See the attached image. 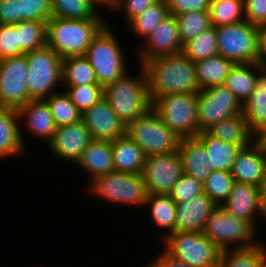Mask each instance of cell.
<instances>
[{"label":"cell","instance_id":"obj_40","mask_svg":"<svg viewBox=\"0 0 266 267\" xmlns=\"http://www.w3.org/2000/svg\"><path fill=\"white\" fill-rule=\"evenodd\" d=\"M174 16L177 19L183 45L212 26L209 11L188 12Z\"/></svg>","mask_w":266,"mask_h":267},{"label":"cell","instance_id":"obj_48","mask_svg":"<svg viewBox=\"0 0 266 267\" xmlns=\"http://www.w3.org/2000/svg\"><path fill=\"white\" fill-rule=\"evenodd\" d=\"M245 20L251 24L266 25V0H244Z\"/></svg>","mask_w":266,"mask_h":267},{"label":"cell","instance_id":"obj_27","mask_svg":"<svg viewBox=\"0 0 266 267\" xmlns=\"http://www.w3.org/2000/svg\"><path fill=\"white\" fill-rule=\"evenodd\" d=\"M263 69L258 62L235 64L225 78L223 86L228 88L243 104L254 91L257 78Z\"/></svg>","mask_w":266,"mask_h":267},{"label":"cell","instance_id":"obj_26","mask_svg":"<svg viewBox=\"0 0 266 267\" xmlns=\"http://www.w3.org/2000/svg\"><path fill=\"white\" fill-rule=\"evenodd\" d=\"M242 116L250 131L257 137L266 127V74L262 72L254 91L242 104Z\"/></svg>","mask_w":266,"mask_h":267},{"label":"cell","instance_id":"obj_9","mask_svg":"<svg viewBox=\"0 0 266 267\" xmlns=\"http://www.w3.org/2000/svg\"><path fill=\"white\" fill-rule=\"evenodd\" d=\"M152 109L180 138L196 137L198 128V94H170L159 97Z\"/></svg>","mask_w":266,"mask_h":267},{"label":"cell","instance_id":"obj_13","mask_svg":"<svg viewBox=\"0 0 266 267\" xmlns=\"http://www.w3.org/2000/svg\"><path fill=\"white\" fill-rule=\"evenodd\" d=\"M25 54L0 60V106L19 109L31 99L27 91Z\"/></svg>","mask_w":266,"mask_h":267},{"label":"cell","instance_id":"obj_18","mask_svg":"<svg viewBox=\"0 0 266 267\" xmlns=\"http://www.w3.org/2000/svg\"><path fill=\"white\" fill-rule=\"evenodd\" d=\"M230 172L237 182L264 188L266 182V147L256 139L249 146L241 148Z\"/></svg>","mask_w":266,"mask_h":267},{"label":"cell","instance_id":"obj_5","mask_svg":"<svg viewBox=\"0 0 266 267\" xmlns=\"http://www.w3.org/2000/svg\"><path fill=\"white\" fill-rule=\"evenodd\" d=\"M87 187L89 194L104 201L133 207L144 206L148 195L142 173L111 171L95 177Z\"/></svg>","mask_w":266,"mask_h":267},{"label":"cell","instance_id":"obj_1","mask_svg":"<svg viewBox=\"0 0 266 267\" xmlns=\"http://www.w3.org/2000/svg\"><path fill=\"white\" fill-rule=\"evenodd\" d=\"M143 66L147 72L152 103L165 95L200 91L195 62L183 52L156 57Z\"/></svg>","mask_w":266,"mask_h":267},{"label":"cell","instance_id":"obj_53","mask_svg":"<svg viewBox=\"0 0 266 267\" xmlns=\"http://www.w3.org/2000/svg\"><path fill=\"white\" fill-rule=\"evenodd\" d=\"M256 139L266 147V127L265 129L256 137Z\"/></svg>","mask_w":266,"mask_h":267},{"label":"cell","instance_id":"obj_36","mask_svg":"<svg viewBox=\"0 0 266 267\" xmlns=\"http://www.w3.org/2000/svg\"><path fill=\"white\" fill-rule=\"evenodd\" d=\"M212 26H224L245 20L244 0H211L209 7Z\"/></svg>","mask_w":266,"mask_h":267},{"label":"cell","instance_id":"obj_50","mask_svg":"<svg viewBox=\"0 0 266 267\" xmlns=\"http://www.w3.org/2000/svg\"><path fill=\"white\" fill-rule=\"evenodd\" d=\"M152 262L144 267H191L190 265L175 259L165 250L162 251V254H159L158 257Z\"/></svg>","mask_w":266,"mask_h":267},{"label":"cell","instance_id":"obj_21","mask_svg":"<svg viewBox=\"0 0 266 267\" xmlns=\"http://www.w3.org/2000/svg\"><path fill=\"white\" fill-rule=\"evenodd\" d=\"M19 121L35 138L49 143L57 130V125L45 100H30L17 109Z\"/></svg>","mask_w":266,"mask_h":267},{"label":"cell","instance_id":"obj_25","mask_svg":"<svg viewBox=\"0 0 266 267\" xmlns=\"http://www.w3.org/2000/svg\"><path fill=\"white\" fill-rule=\"evenodd\" d=\"M114 171L140 174L143 171L146 155L126 134L111 141Z\"/></svg>","mask_w":266,"mask_h":267},{"label":"cell","instance_id":"obj_11","mask_svg":"<svg viewBox=\"0 0 266 267\" xmlns=\"http://www.w3.org/2000/svg\"><path fill=\"white\" fill-rule=\"evenodd\" d=\"M164 244L168 254L191 267H216L222 252L198 231H175Z\"/></svg>","mask_w":266,"mask_h":267},{"label":"cell","instance_id":"obj_47","mask_svg":"<svg viewBox=\"0 0 266 267\" xmlns=\"http://www.w3.org/2000/svg\"><path fill=\"white\" fill-rule=\"evenodd\" d=\"M160 0H116L112 10L120 12L122 10L127 24L142 13L147 7L159 2Z\"/></svg>","mask_w":266,"mask_h":267},{"label":"cell","instance_id":"obj_49","mask_svg":"<svg viewBox=\"0 0 266 267\" xmlns=\"http://www.w3.org/2000/svg\"><path fill=\"white\" fill-rule=\"evenodd\" d=\"M19 23L18 0H0V24Z\"/></svg>","mask_w":266,"mask_h":267},{"label":"cell","instance_id":"obj_23","mask_svg":"<svg viewBox=\"0 0 266 267\" xmlns=\"http://www.w3.org/2000/svg\"><path fill=\"white\" fill-rule=\"evenodd\" d=\"M18 121L16 109L0 106V157H20L24 154L27 147Z\"/></svg>","mask_w":266,"mask_h":267},{"label":"cell","instance_id":"obj_16","mask_svg":"<svg viewBox=\"0 0 266 267\" xmlns=\"http://www.w3.org/2000/svg\"><path fill=\"white\" fill-rule=\"evenodd\" d=\"M92 140L89 129L81 120L57 127L52 140L47 145L56 158L76 164Z\"/></svg>","mask_w":266,"mask_h":267},{"label":"cell","instance_id":"obj_51","mask_svg":"<svg viewBox=\"0 0 266 267\" xmlns=\"http://www.w3.org/2000/svg\"><path fill=\"white\" fill-rule=\"evenodd\" d=\"M260 31V52L258 63L265 68L266 67V25L259 27Z\"/></svg>","mask_w":266,"mask_h":267},{"label":"cell","instance_id":"obj_44","mask_svg":"<svg viewBox=\"0 0 266 267\" xmlns=\"http://www.w3.org/2000/svg\"><path fill=\"white\" fill-rule=\"evenodd\" d=\"M203 184L193 177L183 174L168 192V196L175 202L180 203L190 200L194 196L203 193Z\"/></svg>","mask_w":266,"mask_h":267},{"label":"cell","instance_id":"obj_28","mask_svg":"<svg viewBox=\"0 0 266 267\" xmlns=\"http://www.w3.org/2000/svg\"><path fill=\"white\" fill-rule=\"evenodd\" d=\"M207 132L213 137L241 148L249 146L256 136L250 131L242 114L232 116L214 124Z\"/></svg>","mask_w":266,"mask_h":267},{"label":"cell","instance_id":"obj_46","mask_svg":"<svg viewBox=\"0 0 266 267\" xmlns=\"http://www.w3.org/2000/svg\"><path fill=\"white\" fill-rule=\"evenodd\" d=\"M172 16L182 13L209 11L211 0H164Z\"/></svg>","mask_w":266,"mask_h":267},{"label":"cell","instance_id":"obj_45","mask_svg":"<svg viewBox=\"0 0 266 267\" xmlns=\"http://www.w3.org/2000/svg\"><path fill=\"white\" fill-rule=\"evenodd\" d=\"M23 54L25 53L19 48V38L18 32H16V24H0V60Z\"/></svg>","mask_w":266,"mask_h":267},{"label":"cell","instance_id":"obj_8","mask_svg":"<svg viewBox=\"0 0 266 267\" xmlns=\"http://www.w3.org/2000/svg\"><path fill=\"white\" fill-rule=\"evenodd\" d=\"M125 134L146 156L176 152L181 139L164 124L152 108L145 115L129 122Z\"/></svg>","mask_w":266,"mask_h":267},{"label":"cell","instance_id":"obj_3","mask_svg":"<svg viewBox=\"0 0 266 267\" xmlns=\"http://www.w3.org/2000/svg\"><path fill=\"white\" fill-rule=\"evenodd\" d=\"M139 65L141 75L136 77L126 72L104 87V98L125 126L152 108L147 72L142 64Z\"/></svg>","mask_w":266,"mask_h":267},{"label":"cell","instance_id":"obj_6","mask_svg":"<svg viewBox=\"0 0 266 267\" xmlns=\"http://www.w3.org/2000/svg\"><path fill=\"white\" fill-rule=\"evenodd\" d=\"M218 54L234 64L256 63L260 52L259 26L244 20L215 27Z\"/></svg>","mask_w":266,"mask_h":267},{"label":"cell","instance_id":"obj_24","mask_svg":"<svg viewBox=\"0 0 266 267\" xmlns=\"http://www.w3.org/2000/svg\"><path fill=\"white\" fill-rule=\"evenodd\" d=\"M76 164L90 175L89 181L114 171L111 141L92 140Z\"/></svg>","mask_w":266,"mask_h":267},{"label":"cell","instance_id":"obj_42","mask_svg":"<svg viewBox=\"0 0 266 267\" xmlns=\"http://www.w3.org/2000/svg\"><path fill=\"white\" fill-rule=\"evenodd\" d=\"M65 92L81 113L91 108L104 97V88L99 84L64 86Z\"/></svg>","mask_w":266,"mask_h":267},{"label":"cell","instance_id":"obj_20","mask_svg":"<svg viewBox=\"0 0 266 267\" xmlns=\"http://www.w3.org/2000/svg\"><path fill=\"white\" fill-rule=\"evenodd\" d=\"M216 206L204 192L190 200L176 203L175 231L202 232Z\"/></svg>","mask_w":266,"mask_h":267},{"label":"cell","instance_id":"obj_31","mask_svg":"<svg viewBox=\"0 0 266 267\" xmlns=\"http://www.w3.org/2000/svg\"><path fill=\"white\" fill-rule=\"evenodd\" d=\"M144 206L149 207L155 226L168 230L164 239L175 232L176 203L167 194H148Z\"/></svg>","mask_w":266,"mask_h":267},{"label":"cell","instance_id":"obj_38","mask_svg":"<svg viewBox=\"0 0 266 267\" xmlns=\"http://www.w3.org/2000/svg\"><path fill=\"white\" fill-rule=\"evenodd\" d=\"M52 17L93 19L99 12L90 0H51Z\"/></svg>","mask_w":266,"mask_h":267},{"label":"cell","instance_id":"obj_15","mask_svg":"<svg viewBox=\"0 0 266 267\" xmlns=\"http://www.w3.org/2000/svg\"><path fill=\"white\" fill-rule=\"evenodd\" d=\"M265 205L263 188L237 181L234 182L228 199L221 204L227 212L246 221L256 232L258 229L255 221L257 217H265Z\"/></svg>","mask_w":266,"mask_h":267},{"label":"cell","instance_id":"obj_43","mask_svg":"<svg viewBox=\"0 0 266 267\" xmlns=\"http://www.w3.org/2000/svg\"><path fill=\"white\" fill-rule=\"evenodd\" d=\"M19 22L45 21L52 16L51 0H18Z\"/></svg>","mask_w":266,"mask_h":267},{"label":"cell","instance_id":"obj_14","mask_svg":"<svg viewBox=\"0 0 266 267\" xmlns=\"http://www.w3.org/2000/svg\"><path fill=\"white\" fill-rule=\"evenodd\" d=\"M183 174L178 151L146 156L142 176L148 194H168Z\"/></svg>","mask_w":266,"mask_h":267},{"label":"cell","instance_id":"obj_29","mask_svg":"<svg viewBox=\"0 0 266 267\" xmlns=\"http://www.w3.org/2000/svg\"><path fill=\"white\" fill-rule=\"evenodd\" d=\"M196 137L206 148L208 163L212 171H231L236 155L241 149L240 146L217 139L207 131L200 132Z\"/></svg>","mask_w":266,"mask_h":267},{"label":"cell","instance_id":"obj_54","mask_svg":"<svg viewBox=\"0 0 266 267\" xmlns=\"http://www.w3.org/2000/svg\"><path fill=\"white\" fill-rule=\"evenodd\" d=\"M263 192H264V197H265V200H266V182H265V185H264V188H263Z\"/></svg>","mask_w":266,"mask_h":267},{"label":"cell","instance_id":"obj_22","mask_svg":"<svg viewBox=\"0 0 266 267\" xmlns=\"http://www.w3.org/2000/svg\"><path fill=\"white\" fill-rule=\"evenodd\" d=\"M178 152L184 174L203 184L212 172L204 144L197 137L181 138Z\"/></svg>","mask_w":266,"mask_h":267},{"label":"cell","instance_id":"obj_52","mask_svg":"<svg viewBox=\"0 0 266 267\" xmlns=\"http://www.w3.org/2000/svg\"><path fill=\"white\" fill-rule=\"evenodd\" d=\"M97 8L100 5L101 7H108L112 11L116 0H90ZM98 5V6H97Z\"/></svg>","mask_w":266,"mask_h":267},{"label":"cell","instance_id":"obj_10","mask_svg":"<svg viewBox=\"0 0 266 267\" xmlns=\"http://www.w3.org/2000/svg\"><path fill=\"white\" fill-rule=\"evenodd\" d=\"M202 233L221 251L230 249L231 245H234L233 249H246L258 243L254 241L257 232L246 221L234 217L221 205L213 209Z\"/></svg>","mask_w":266,"mask_h":267},{"label":"cell","instance_id":"obj_39","mask_svg":"<svg viewBox=\"0 0 266 267\" xmlns=\"http://www.w3.org/2000/svg\"><path fill=\"white\" fill-rule=\"evenodd\" d=\"M46 23L45 21H21L16 24L19 48L24 53L46 46Z\"/></svg>","mask_w":266,"mask_h":267},{"label":"cell","instance_id":"obj_7","mask_svg":"<svg viewBox=\"0 0 266 267\" xmlns=\"http://www.w3.org/2000/svg\"><path fill=\"white\" fill-rule=\"evenodd\" d=\"M25 56L28 63L27 91L29 98L44 100L58 92L56 86L62 83L63 59L47 45L26 52Z\"/></svg>","mask_w":266,"mask_h":267},{"label":"cell","instance_id":"obj_33","mask_svg":"<svg viewBox=\"0 0 266 267\" xmlns=\"http://www.w3.org/2000/svg\"><path fill=\"white\" fill-rule=\"evenodd\" d=\"M63 86L98 84L94 68L85 56H70L62 61Z\"/></svg>","mask_w":266,"mask_h":267},{"label":"cell","instance_id":"obj_4","mask_svg":"<svg viewBox=\"0 0 266 267\" xmlns=\"http://www.w3.org/2000/svg\"><path fill=\"white\" fill-rule=\"evenodd\" d=\"M114 30L108 22L93 38L84 55L94 68L98 84L103 88L129 72L125 54L114 36Z\"/></svg>","mask_w":266,"mask_h":267},{"label":"cell","instance_id":"obj_12","mask_svg":"<svg viewBox=\"0 0 266 267\" xmlns=\"http://www.w3.org/2000/svg\"><path fill=\"white\" fill-rule=\"evenodd\" d=\"M198 128L207 131L214 124L242 114V104L225 86L218 85L198 93Z\"/></svg>","mask_w":266,"mask_h":267},{"label":"cell","instance_id":"obj_41","mask_svg":"<svg viewBox=\"0 0 266 267\" xmlns=\"http://www.w3.org/2000/svg\"><path fill=\"white\" fill-rule=\"evenodd\" d=\"M234 182L230 171L213 170L203 183V191L214 203L221 205L228 199Z\"/></svg>","mask_w":266,"mask_h":267},{"label":"cell","instance_id":"obj_30","mask_svg":"<svg viewBox=\"0 0 266 267\" xmlns=\"http://www.w3.org/2000/svg\"><path fill=\"white\" fill-rule=\"evenodd\" d=\"M234 65L231 60L220 54L195 62L200 90L223 85L225 78Z\"/></svg>","mask_w":266,"mask_h":267},{"label":"cell","instance_id":"obj_32","mask_svg":"<svg viewBox=\"0 0 266 267\" xmlns=\"http://www.w3.org/2000/svg\"><path fill=\"white\" fill-rule=\"evenodd\" d=\"M216 267H266V247L258 242L246 249L224 250Z\"/></svg>","mask_w":266,"mask_h":267},{"label":"cell","instance_id":"obj_37","mask_svg":"<svg viewBox=\"0 0 266 267\" xmlns=\"http://www.w3.org/2000/svg\"><path fill=\"white\" fill-rule=\"evenodd\" d=\"M182 52L194 62L217 55L218 45L215 27L211 26L185 43Z\"/></svg>","mask_w":266,"mask_h":267},{"label":"cell","instance_id":"obj_19","mask_svg":"<svg viewBox=\"0 0 266 267\" xmlns=\"http://www.w3.org/2000/svg\"><path fill=\"white\" fill-rule=\"evenodd\" d=\"M82 121L89 129L93 140L114 141L125 135V124L104 97L82 113Z\"/></svg>","mask_w":266,"mask_h":267},{"label":"cell","instance_id":"obj_34","mask_svg":"<svg viewBox=\"0 0 266 267\" xmlns=\"http://www.w3.org/2000/svg\"><path fill=\"white\" fill-rule=\"evenodd\" d=\"M170 15L165 1L160 0L132 19L128 23V27L134 32L135 36L142 37L145 40L156 26L169 18Z\"/></svg>","mask_w":266,"mask_h":267},{"label":"cell","instance_id":"obj_35","mask_svg":"<svg viewBox=\"0 0 266 267\" xmlns=\"http://www.w3.org/2000/svg\"><path fill=\"white\" fill-rule=\"evenodd\" d=\"M50 109L57 127L77 123L82 120V113L72 103L68 94L63 91L55 92L44 99Z\"/></svg>","mask_w":266,"mask_h":267},{"label":"cell","instance_id":"obj_2","mask_svg":"<svg viewBox=\"0 0 266 267\" xmlns=\"http://www.w3.org/2000/svg\"><path fill=\"white\" fill-rule=\"evenodd\" d=\"M106 24L101 14L88 20L51 16L46 23V45L62 59L84 56L93 38Z\"/></svg>","mask_w":266,"mask_h":267},{"label":"cell","instance_id":"obj_17","mask_svg":"<svg viewBox=\"0 0 266 267\" xmlns=\"http://www.w3.org/2000/svg\"><path fill=\"white\" fill-rule=\"evenodd\" d=\"M144 43L138 51L142 65L156 57L181 53L183 44L175 16L170 15L169 18L158 24Z\"/></svg>","mask_w":266,"mask_h":267}]
</instances>
